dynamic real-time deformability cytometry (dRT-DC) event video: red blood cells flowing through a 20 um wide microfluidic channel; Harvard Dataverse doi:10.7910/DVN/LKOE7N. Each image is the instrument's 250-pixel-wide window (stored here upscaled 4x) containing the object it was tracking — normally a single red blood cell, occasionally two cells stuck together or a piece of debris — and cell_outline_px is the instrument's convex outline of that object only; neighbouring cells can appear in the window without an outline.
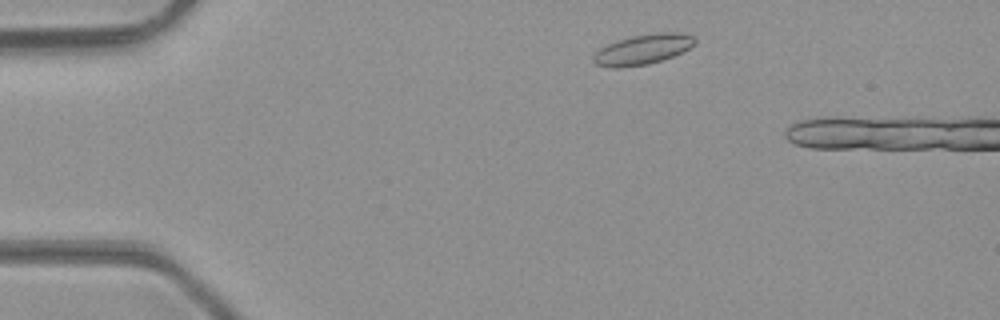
{"species": "common noctule bat (a hibernating species)", "species_latin": "Nyctalus noctula", "temperature_condition": "room temperature", "stored_images_in_passage": 34, "camera_frame_rate_fps": 3000, "um_per_image_px": 0.085, "animal": {"sex": "male", "body_mass_g": 23.1, "forearm_length_mm": 52.7}, "frame": {"image": 1, "passage_image": 3, "time_ms": 0.667, "image_size_px": [1000, 320], "cell_outline_px": [[696, 44], [672, 56], [648, 64], [616, 68], [596, 64], [592, 60], [592, 56], [600, 48], [616, 40], [632, 36], [656, 32], [676, 32], [692, 36], [696, 40]], "centroid_in_image_um": [54.61, 4.19], "position_along_channel_um": 30.4, "area_um2": 17.63}}
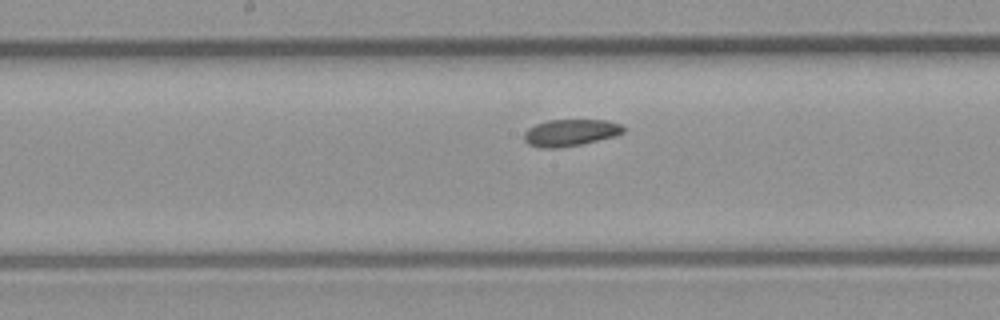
{"frame": {"image": 2, "passage_image": 19, "time_ms": 6.0, "image_size_px": [1000, 320], "cell_outline_px": [[624, 132], [616, 136], [580, 144], [560, 148], [540, 148], [528, 144], [524, 140], [524, 132], [528, 128], [536, 124], [548, 120], [608, 120], [620, 124], [624, 128]], "centroid_in_image_um": [48.47, 11.28], "position_along_channel_um": 199.7, "area_um2": 15.55}}
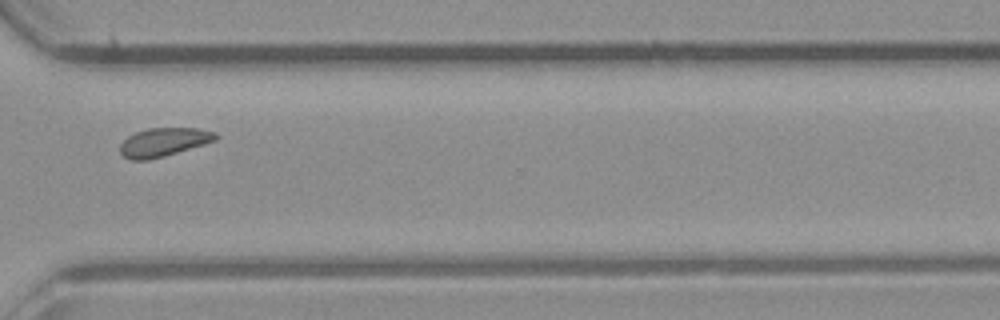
{"frame": {"image": 3, "passage_image": 30, "time_ms": 9.667, "image_size_px": [1000, 320], "cell_outline_px": [[220, 136], [216, 140], [204, 144], [164, 156], [148, 160], [132, 160], [124, 156], [120, 152], [120, 144], [128, 136], [136, 132], [148, 128], [196, 128], [216, 132]], "centroid_in_image_um": [13.92, 12.07], "position_along_channel_um": 356.7, "area_um2": 15.84}}